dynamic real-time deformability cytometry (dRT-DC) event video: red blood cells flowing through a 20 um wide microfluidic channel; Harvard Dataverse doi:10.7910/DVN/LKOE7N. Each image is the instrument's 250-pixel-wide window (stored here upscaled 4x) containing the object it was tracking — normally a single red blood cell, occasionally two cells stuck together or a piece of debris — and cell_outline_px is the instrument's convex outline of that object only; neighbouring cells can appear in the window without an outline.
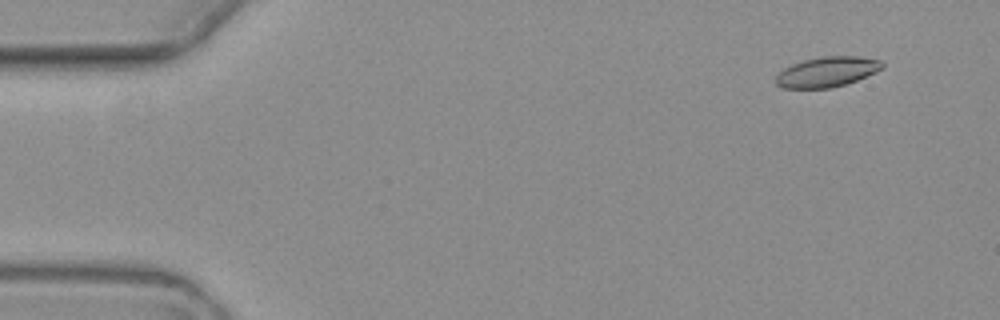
{"species": "common noctule bat (a hibernating species)", "species_latin": "Nyctalus noctula", "temperature_condition": "warm", "stored_images_in_passage": 5, "camera_frame_rate_fps": 3000, "um_per_image_px": 0.085, "animal": {"sex": "female", "body_mass_g": 19.3, "forearm_length_mm": 54.1}, "frame": {"image": 1, "passage_image": 1, "time_ms": 0.0, "image_size_px": [1000, 320], "cell_outline_px": [[884, 68], [856, 80], [832, 88], [784, 88], [776, 84], [776, 76], [784, 68], [792, 64], [804, 60], [824, 56], [856, 56], [880, 60], [884, 64]], "centroid_in_image_um": [70.29, 6.1], "position_along_channel_um": 14.7, "area_um2": 18.5}}
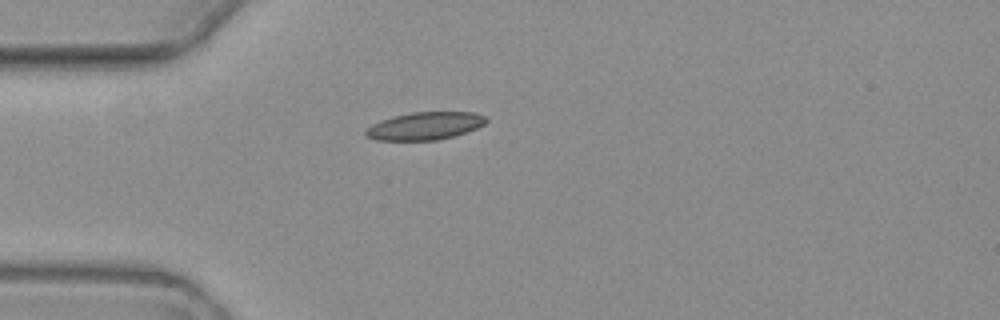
{"frame": {"image": 2, "passage_image": 4, "time_ms": 3.667, "image_size_px": [1000, 320], "cell_outline_px": [[488, 120], [484, 124], [476, 128], [452, 136], [436, 140], [376, 140], [364, 136], [364, 132], [372, 124], [392, 116], [412, 112], [472, 112], [484, 116]], "centroid_in_image_um": [36.08, 10.7], "position_along_channel_um": 48.9, "area_um2": 19.25}}